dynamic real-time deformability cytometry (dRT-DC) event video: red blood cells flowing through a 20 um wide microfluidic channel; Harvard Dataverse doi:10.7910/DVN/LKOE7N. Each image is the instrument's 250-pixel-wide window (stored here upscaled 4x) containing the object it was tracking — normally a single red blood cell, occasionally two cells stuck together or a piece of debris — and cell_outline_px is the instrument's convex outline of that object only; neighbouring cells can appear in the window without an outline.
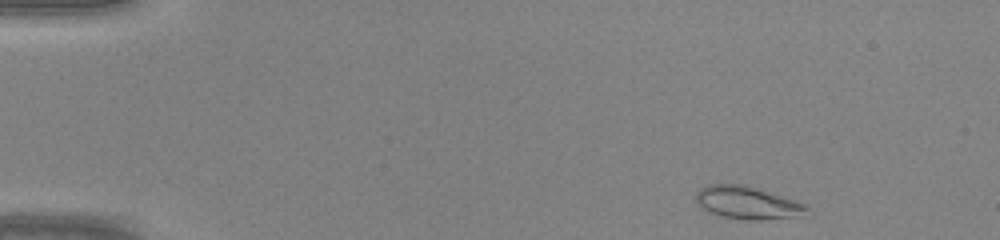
{"species": "common noctule bat (a hibernating species)", "species_latin": "Nyctalus noctula", "temperature_condition": "warm", "stored_images_in_passage": 41, "camera_frame_rate_fps": 3000, "um_per_image_px": 0.085, "animal": {"sex": "male", "body_mass_g": 20.0, "forearm_length_mm": 53.3}, "frame": {"image": 1, "passage_image": 1, "time_ms": 0.0, "image_size_px": [1000, 240], "cell_outline_px": [[812, 216], [760, 220], [744, 220], [724, 216], [708, 212], [696, 204], [696, 192], [700, 188], [712, 184], [744, 184], [804, 204], [808, 208]], "centroid_in_image_um": [63.56, 17.26], "position_along_channel_um": 21.4, "area_um2": 21.27}}
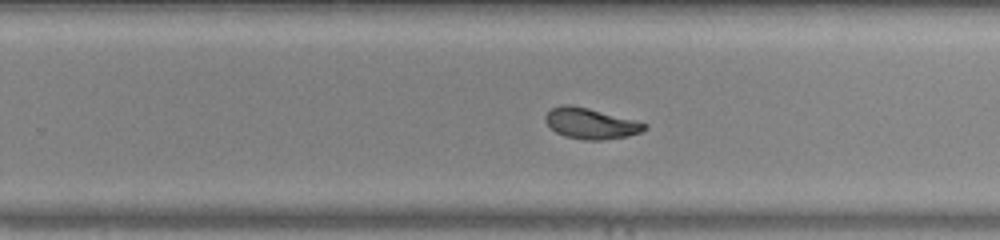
{"frame": {"image": 2, "passage_image": 25, "time_ms": 8.0, "image_size_px": [1000, 240], "cell_outline_px": [[648, 128], [640, 132], [628, 136], [604, 140], [584, 140], [564, 136], [556, 132], [544, 120], [544, 116], [552, 108], [560, 104], [572, 104], [588, 108], [648, 124]], "centroid_in_image_um": [50.19, 10.49], "position_along_channel_um": 279.6, "area_um2": 17.74}}
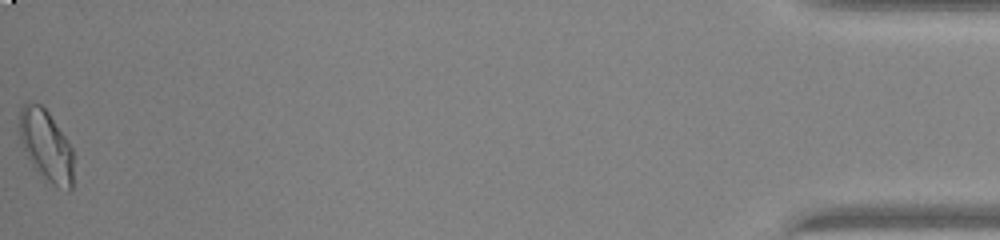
{"frame": {"image": 3, "passage_image": 41, "time_ms": 13.333, "image_size_px": [1000, 240], "cell_outline_px": [[72, 188], [68, 192], [52, 184], [32, 164], [20, 144], [16, 128], [20, 108], [24, 104], [40, 104], [48, 112], [68, 140], [72, 148]], "centroid_in_image_um": [3.88, 12.34], "position_along_channel_um": 431.3, "area_um2": 22.54}}